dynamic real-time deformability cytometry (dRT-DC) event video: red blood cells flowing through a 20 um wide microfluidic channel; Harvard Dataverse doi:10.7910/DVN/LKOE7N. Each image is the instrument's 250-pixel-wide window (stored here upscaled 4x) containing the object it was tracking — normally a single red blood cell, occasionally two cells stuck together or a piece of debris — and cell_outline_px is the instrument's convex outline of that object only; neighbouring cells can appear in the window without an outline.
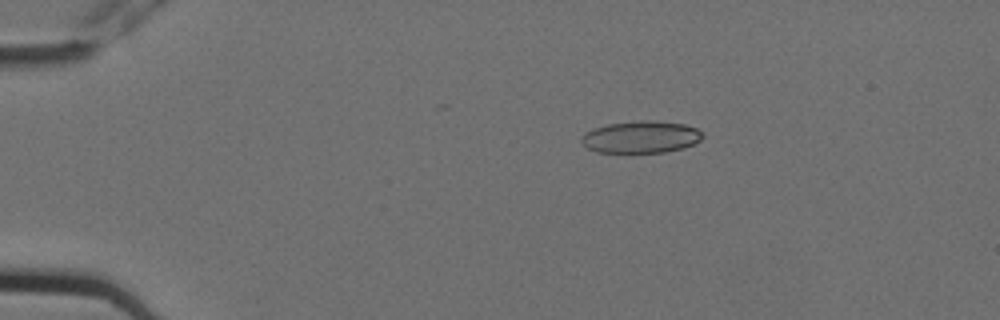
{"species": "Egyptian fruit bat (a non-hibernating species)", "species_latin": "Rousettus aegyptiacus", "temperature_condition": "cold", "stored_images_in_passage": 5, "camera_frame_rate_fps": 3000, "um_per_image_px": 0.085, "animal": {"sex": "female"}, "frame": {"image": 1, "passage_image": 3, "time_ms": 0.667, "image_size_px": [1000, 320], "cell_outline_px": [[704, 136], [700, 140], [684, 148], [664, 152], [596, 152], [588, 148], [580, 140], [584, 132], [608, 124], [640, 120], [656, 120], [684, 124], [696, 128], [704, 132]], "centroid_in_image_um": [54.51, 11.63], "position_along_channel_um": 30.5, "area_um2": 22.66}}